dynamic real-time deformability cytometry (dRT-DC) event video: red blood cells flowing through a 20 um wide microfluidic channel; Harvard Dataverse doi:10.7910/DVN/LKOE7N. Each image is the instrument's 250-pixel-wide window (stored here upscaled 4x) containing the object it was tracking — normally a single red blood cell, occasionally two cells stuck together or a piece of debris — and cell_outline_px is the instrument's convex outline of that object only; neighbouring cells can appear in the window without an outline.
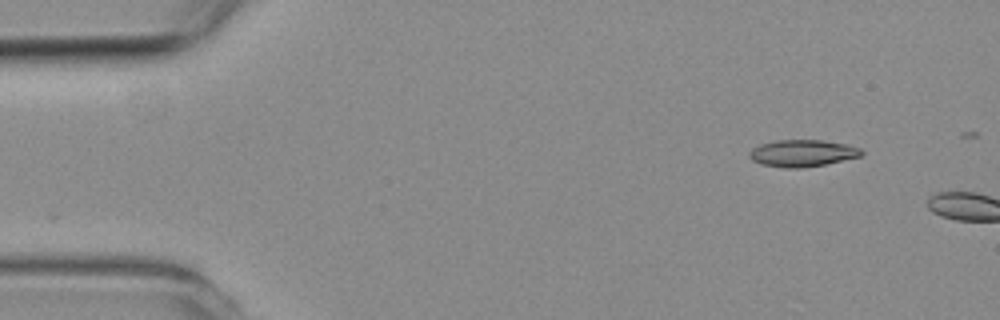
{"species": "common noctule bat (a hibernating species)", "species_latin": "Nyctalus noctula", "temperature_condition": "room temperature", "stored_images_in_passage": 2, "camera_frame_rate_fps": 3000, "um_per_image_px": 0.085, "animal": {"sex": "female", "body_mass_g": 19.3, "forearm_length_mm": 54.1}, "frame": {"image": 1, "passage_image": 1, "time_ms": 0.0, "image_size_px": [1000, 320], "cell_outline_px": [[864, 152], [860, 156], [824, 164], [800, 168], [784, 168], [760, 164], [752, 160], [748, 156], [748, 152], [752, 148], [760, 144], [776, 140], [820, 140], [848, 144], [860, 148]], "centroid_in_image_um": [68.16, 13.02], "position_along_channel_um": 16.8, "area_um2": 17.57}}